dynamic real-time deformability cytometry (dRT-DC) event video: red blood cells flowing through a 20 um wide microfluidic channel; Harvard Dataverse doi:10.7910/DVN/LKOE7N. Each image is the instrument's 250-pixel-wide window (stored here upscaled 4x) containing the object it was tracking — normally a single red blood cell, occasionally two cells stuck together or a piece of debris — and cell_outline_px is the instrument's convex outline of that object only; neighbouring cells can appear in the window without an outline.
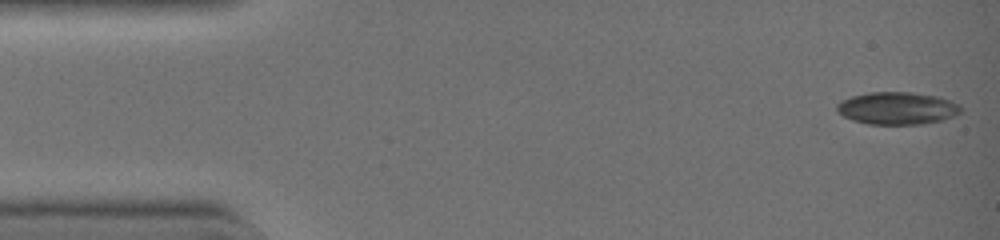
{"species": "common noctule bat (a hibernating species)", "species_latin": "Nyctalus noctula", "temperature_condition": "warm", "stored_images_in_passage": 42, "camera_frame_rate_fps": 3000, "um_per_image_px": 0.085, "animal": {"sex": "female", "body_mass_g": 19.0, "forearm_length_mm": 51.5}, "frame": {"image": 1, "passage_image": 1, "time_ms": 0.0, "image_size_px": [1000, 240], "cell_outline_px": [[960, 112], [952, 116], [940, 120], [920, 124], [868, 124], [852, 120], [844, 116], [836, 108], [836, 104], [840, 100], [852, 96], [872, 92], [908, 92], [936, 96], [948, 100], [956, 104], [960, 108]], "centroid_in_image_um": [76.2, 9.2], "position_along_channel_um": 8.8, "area_um2": 23.0}}
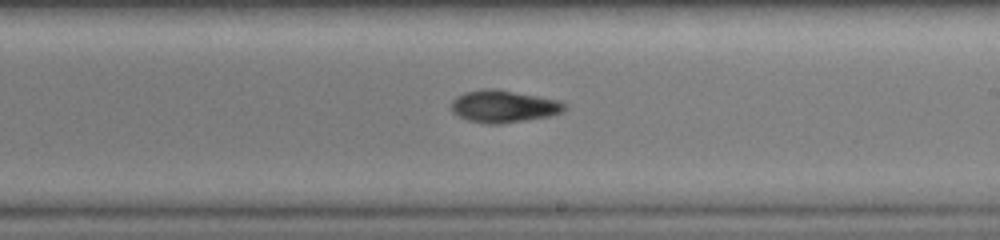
{"frame": {"image": 2, "passage_image": 25, "time_ms": 8.0, "image_size_px": [1000, 240], "cell_outline_px": [[568, 108], [560, 112], [548, 116], [500, 124], [488, 124], [468, 120], [452, 112], [452, 100], [456, 96], [464, 92], [480, 88], [496, 88], [560, 100], [568, 104]], "centroid_in_image_um": [42.81, 9.02], "position_along_channel_um": 246.2, "area_um2": 21.44}}
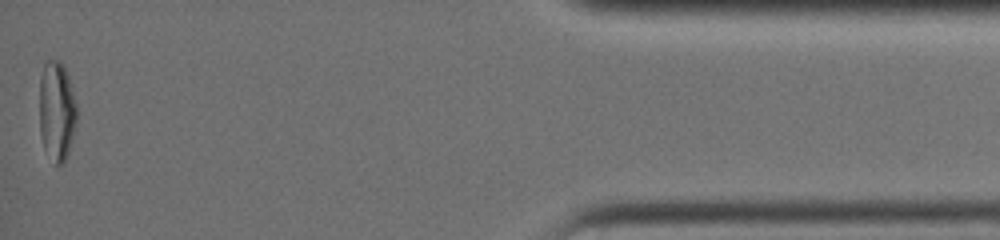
{"frame": {"image": 3, "passage_image": 42, "time_ms": 13.667, "image_size_px": [1000, 240], "cell_outline_px": [[76, 120], [68, 152], [64, 164], [56, 164], [44, 148], [40, 132], [40, 76], [44, 64], [48, 60], [56, 60], [64, 64], [68, 76], [76, 104]], "centroid_in_image_um": [4.81, 9.4], "position_along_channel_um": 430.4, "area_um2": 21.39}, "authors_computed_cell_mechanics": {"area_um2": 21.1259, "velocity_mm_per_s": 4.5009, "shape_relaxation_time_tau1_ms": 5.2947, "shape_relaxation_time_tau2_ms": null, "deformation_change_tau1": 0.2243, "deformation_change_tau2": null}}